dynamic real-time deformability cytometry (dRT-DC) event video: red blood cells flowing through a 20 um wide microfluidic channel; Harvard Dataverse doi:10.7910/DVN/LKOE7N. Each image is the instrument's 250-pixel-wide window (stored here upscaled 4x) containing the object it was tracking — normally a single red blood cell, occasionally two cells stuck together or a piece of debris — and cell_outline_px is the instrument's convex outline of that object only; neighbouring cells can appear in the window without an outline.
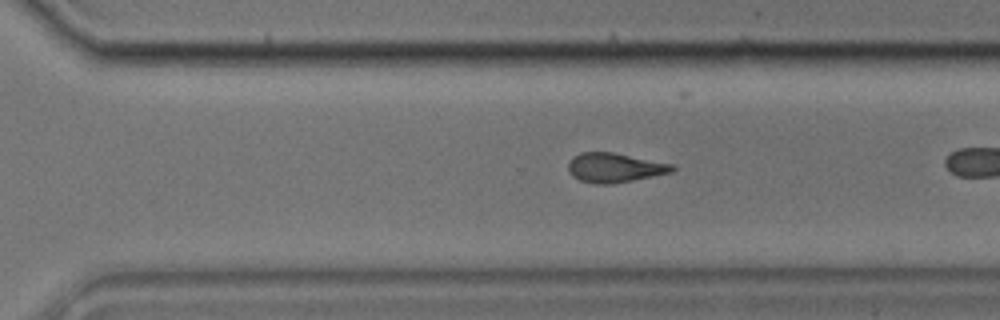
{"species": "common noctule bat (a hibernating species)", "species_latin": "Nyctalus noctula", "temperature_condition": "cold", "stored_images_in_passage": 39, "camera_frame_rate_fps": 3000, "um_per_image_px": 0.085, "animal": {"sex": "male", "body_mass_g": 17.9}, "frame": {"image": 1, "passage_image": 34, "time_ms": 11.0, "image_size_px": [1000, 320], "cell_outline_px": [[676, 168], [672, 172], [632, 180], [608, 184], [596, 184], [580, 180], [572, 176], [568, 172], [568, 160], [572, 156], [580, 152], [612, 152], [672, 164]], "centroid_in_image_um": [52.18, 14.24], "position_along_channel_um": 318.4, "area_um2": 17.74}}